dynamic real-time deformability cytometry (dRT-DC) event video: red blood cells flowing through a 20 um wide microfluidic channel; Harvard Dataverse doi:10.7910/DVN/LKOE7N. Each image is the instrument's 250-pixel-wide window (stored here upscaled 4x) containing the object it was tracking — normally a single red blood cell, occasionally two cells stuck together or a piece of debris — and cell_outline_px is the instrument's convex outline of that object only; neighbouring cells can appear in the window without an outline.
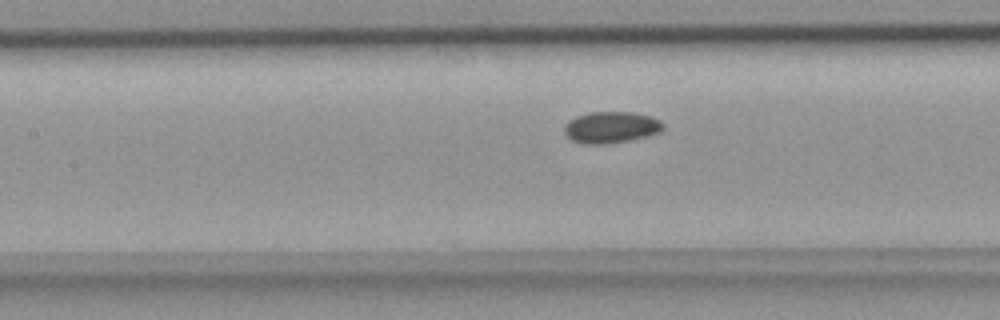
{"species": "common noctule bat (a hibernating species)", "species_latin": "Nyctalus noctula", "temperature_condition": "room temperature", "stored_images_in_passage": 32, "camera_frame_rate_fps": 3000, "um_per_image_px": 0.085, "animal": {"sex": "female", "body_mass_g": 18.4}, "frame": {"image": 1, "passage_image": 15, "time_ms": 4.667, "image_size_px": [1000, 320], "cell_outline_px": [[664, 128], [660, 132], [648, 136], [628, 140], [604, 144], [584, 144], [572, 140], [564, 132], [564, 124], [568, 120], [576, 116], [592, 112], [632, 112], [652, 116], [660, 120], [664, 124]], "centroid_in_image_um": [51.95, 10.81], "position_along_channel_um": 155.5, "area_um2": 18.21}}
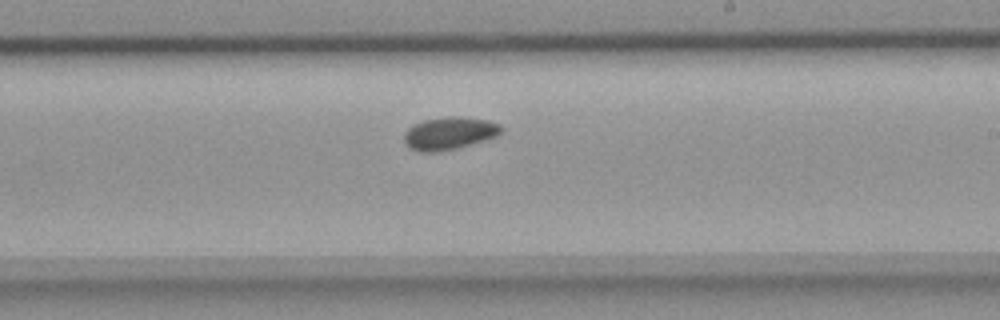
{"frame": {"image": 2, "passage_image": 22, "time_ms": 7.0, "image_size_px": [1000, 320], "cell_outline_px": [[504, 128], [496, 136], [456, 148], [440, 152], [420, 152], [408, 148], [404, 144], [404, 132], [412, 124], [424, 120], [448, 116], [460, 116], [488, 120], [500, 124]], "centroid_in_image_um": [38.14, 11.32], "position_along_channel_um": 250.9, "area_um2": 18.61}}
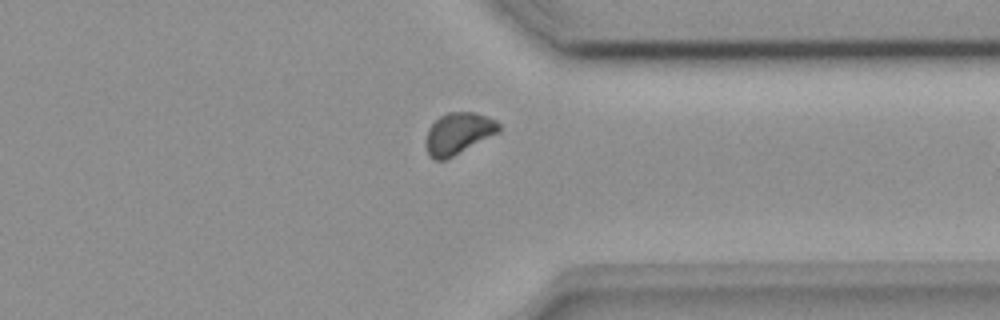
{"frame": {"image": 3, "passage_image": 31, "time_ms": 10.0, "image_size_px": [1000, 320], "cell_outline_px": [[500, 132], [444, 160], [436, 160], [428, 156], [424, 144], [424, 140], [428, 128], [440, 116], [448, 112], [476, 112], [488, 116], [496, 120], [500, 124]], "centroid_in_image_um": [38.94, 11.33], "position_along_channel_um": 372.5, "area_um2": 17.86}}